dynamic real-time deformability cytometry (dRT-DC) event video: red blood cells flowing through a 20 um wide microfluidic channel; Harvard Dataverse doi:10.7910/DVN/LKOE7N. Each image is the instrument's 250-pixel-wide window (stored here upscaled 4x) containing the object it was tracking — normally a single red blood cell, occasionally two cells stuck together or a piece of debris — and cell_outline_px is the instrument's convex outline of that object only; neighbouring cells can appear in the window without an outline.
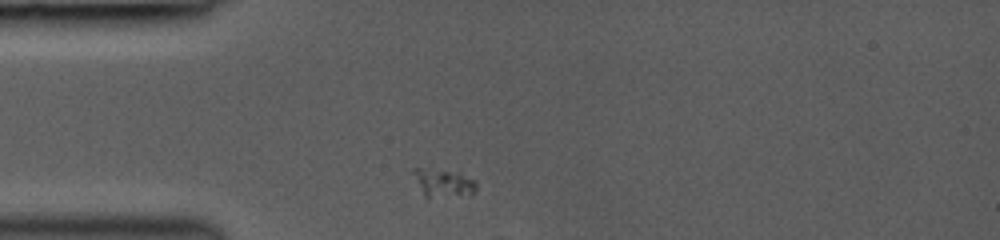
{"species": "common noctule bat (a hibernating species)", "species_latin": "Nyctalus noctula", "temperature_condition": "room temperature", "stored_images_in_passage": 3, "camera_frame_rate_fps": 3000, "um_per_image_px": 0.085, "animal": {"sex": "female", "body_mass_g": 19.0, "forearm_length_mm": 53.3}, "frame": {"image": 1, "passage_image": 1, "time_ms": 0.0, "image_size_px": [1000, 240], "cell_outline_px": [[476, 188], [472, 196], [424, 196], [412, 172], [412, 168], [420, 168], [460, 172], [476, 180]], "centroid_in_image_um": [37.75, 15.54], "position_along_channel_um": 47.3, "area_um2": 10.29}}